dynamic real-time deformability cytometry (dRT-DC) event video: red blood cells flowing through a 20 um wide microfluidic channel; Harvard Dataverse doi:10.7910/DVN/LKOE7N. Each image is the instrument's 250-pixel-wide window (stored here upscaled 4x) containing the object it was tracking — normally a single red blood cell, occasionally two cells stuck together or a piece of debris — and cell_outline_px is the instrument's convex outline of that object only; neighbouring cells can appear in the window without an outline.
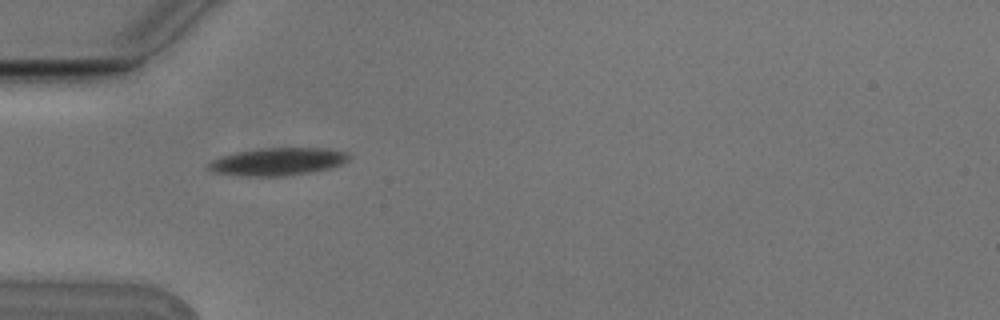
{"species": "Egyptian fruit bat (a non-hibernating species)", "species_latin": "Rousettus aegyptiacus", "temperature_condition": "cold", "stored_images_in_passage": 3, "camera_frame_rate_fps": 3000, "um_per_image_px": 0.085, "animal": {"sex": "male"}, "frame": {"image": 1, "passage_image": 2, "time_ms": 0.333, "image_size_px": [1000, 320], "cell_outline_px": [[352, 156], [348, 160], [340, 164], [328, 168], [308, 172], [280, 176], [244, 176], [212, 172], [208, 168], [208, 164], [212, 160], [220, 156], [236, 152], [264, 148], [332, 148], [348, 152]], "centroid_in_image_um": [23.62, 13.72], "position_along_channel_um": 61.4, "area_um2": 22.54}}